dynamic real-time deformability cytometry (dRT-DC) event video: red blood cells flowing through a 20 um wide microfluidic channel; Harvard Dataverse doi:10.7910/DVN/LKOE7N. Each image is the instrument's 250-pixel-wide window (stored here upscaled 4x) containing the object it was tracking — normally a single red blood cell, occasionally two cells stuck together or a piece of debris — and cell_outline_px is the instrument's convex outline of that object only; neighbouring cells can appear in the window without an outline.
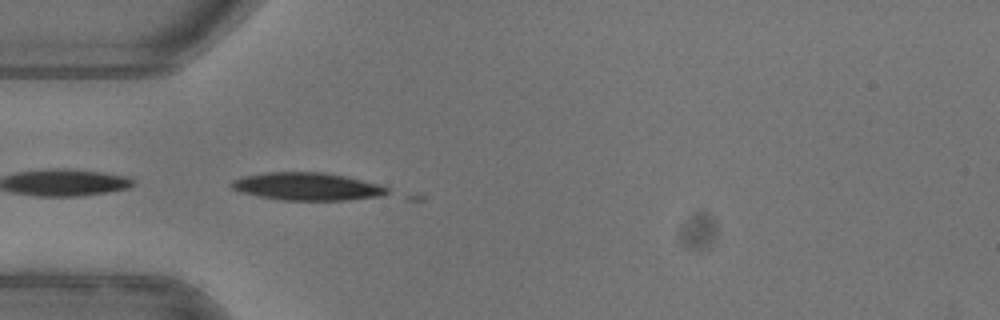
{"species": "common noctule bat (a hibernating species)", "species_latin": "Nyctalus noctula", "temperature_condition": "warm", "stored_images_in_passage": 2, "camera_frame_rate_fps": 3000, "um_per_image_px": 0.085, "animal": {"sex": "female"}, "frame": {"image": 1, "passage_image": 1, "time_ms": 0.0, "image_size_px": [1000, 320], "cell_outline_px": [[388, 192], [380, 196], [344, 200], [280, 200], [260, 196], [244, 192], [232, 188], [232, 180], [244, 176], [268, 172], [324, 172], [344, 176], [380, 184], [388, 188]], "centroid_in_image_um": [26.13, 15.84], "position_along_channel_um": 58.9, "area_um2": 24.8}}